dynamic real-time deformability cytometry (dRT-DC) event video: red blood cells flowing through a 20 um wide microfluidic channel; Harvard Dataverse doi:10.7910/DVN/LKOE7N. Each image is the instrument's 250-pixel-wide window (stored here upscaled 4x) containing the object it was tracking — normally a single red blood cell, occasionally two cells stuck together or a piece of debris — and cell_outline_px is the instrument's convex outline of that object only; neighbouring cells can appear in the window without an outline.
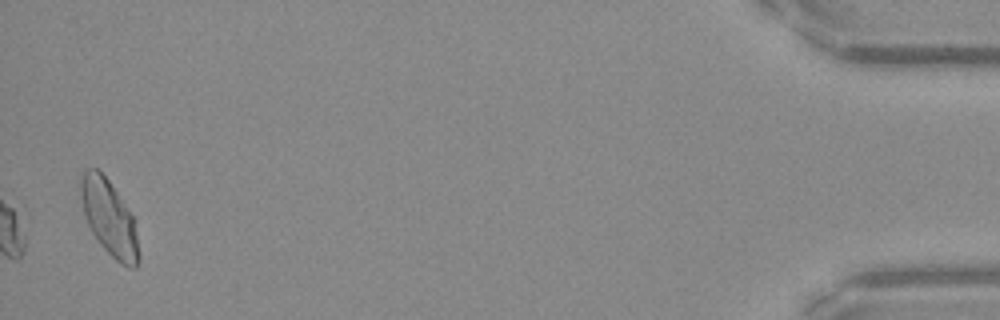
{"species": "Egyptian fruit bat (a non-hibernating species)", "species_latin": "Rousettus aegyptiacus", "temperature_condition": "warm", "stored_images_in_passage": 36, "camera_frame_rate_fps": 3000, "um_per_image_px": 0.085, "frame": {"image": 1, "passage_image": 36, "time_ms": 11.667, "image_size_px": [1000, 320], "cell_outline_px": [[140, 260], [136, 268], [128, 268], [120, 264], [100, 244], [92, 232], [84, 216], [80, 196], [80, 180], [84, 172], [88, 168], [96, 168], [108, 180], [132, 216], [140, 256]], "centroid_in_image_um": [9.26, 18.56], "position_along_channel_um": 425.9, "area_um2": 25.09}, "authors_computed_cell_mechanics": {"area_um2": 19.1896, "velocity_mm_per_s": 3.9143, "shape_relaxation_time_tau1_ms": 3.6038, "shape_relaxation_time_tau2_ms": 3.3239, "deformation_change_tau1": 0.1297, "deformation_change_tau2": 0.0742}}